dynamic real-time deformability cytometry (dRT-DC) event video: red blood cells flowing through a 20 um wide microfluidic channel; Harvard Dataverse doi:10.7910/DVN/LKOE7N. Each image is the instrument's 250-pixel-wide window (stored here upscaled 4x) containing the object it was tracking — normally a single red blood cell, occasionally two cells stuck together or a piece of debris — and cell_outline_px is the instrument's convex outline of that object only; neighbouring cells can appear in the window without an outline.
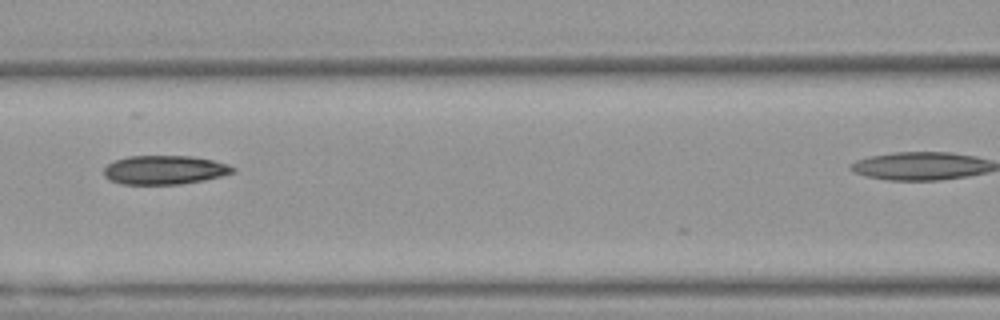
{"species": "Egyptian fruit bat (a non-hibernating species)", "species_latin": "Rousettus aegyptiacus", "temperature_condition": "warm", "stored_images_in_passage": 4, "camera_frame_rate_fps": 3000, "um_per_image_px": 0.085, "animal": {"sex": "female"}, "frame": {"image": 1, "passage_image": 3, "time_ms": 0.667, "image_size_px": [1000, 320], "cell_outline_px": [[236, 172], [204, 180], [180, 184], [120, 184], [108, 180], [104, 176], [104, 168], [108, 164], [116, 160], [128, 156], [192, 156], [212, 160], [228, 164], [236, 168]], "centroid_in_image_um": [13.98, 14.44], "position_along_channel_um": 152.6, "area_um2": 21.79}}